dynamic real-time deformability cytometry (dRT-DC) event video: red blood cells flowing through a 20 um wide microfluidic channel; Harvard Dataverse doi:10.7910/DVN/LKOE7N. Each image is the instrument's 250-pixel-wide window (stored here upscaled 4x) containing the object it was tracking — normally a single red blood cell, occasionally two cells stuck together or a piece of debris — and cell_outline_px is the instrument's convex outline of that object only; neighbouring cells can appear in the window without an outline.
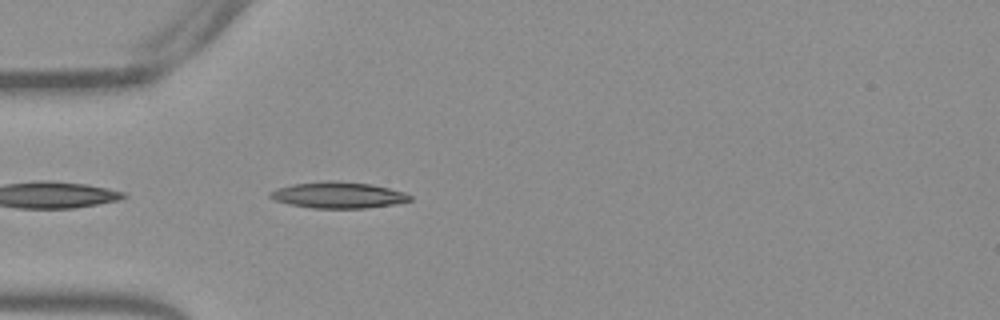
{"species": "Egyptian fruit bat (a non-hibernating species)", "species_latin": "Rousettus aegyptiacus", "temperature_condition": "warm", "stored_images_in_passage": 25, "camera_frame_rate_fps": 3000, "um_per_image_px": 0.085, "frame": {"image": 1, "passage_image": 2, "time_ms": 0.333, "image_size_px": [1000, 320], "cell_outline_px": [[412, 200], [392, 204], [364, 208], [312, 208], [288, 204], [276, 200], [268, 196], [268, 192], [276, 188], [292, 184], [328, 180], [336, 180], [372, 184], [404, 192], [412, 196]], "centroid_in_image_um": [28.71, 16.57], "position_along_channel_um": 56.3, "area_um2": 21.44}}
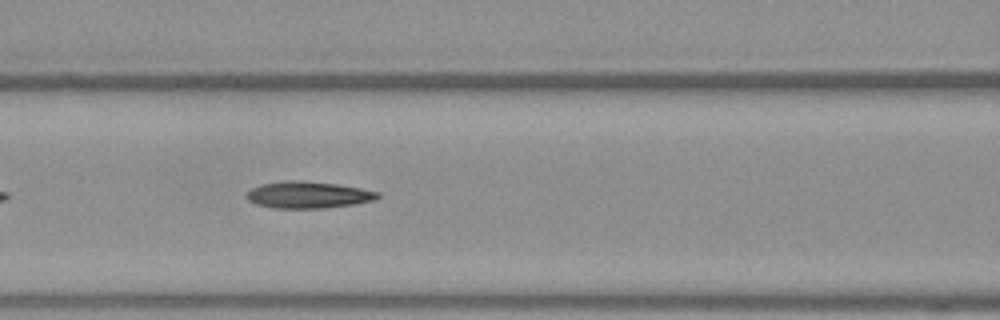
{"frame": {"image": 2, "passage_image": 9, "time_ms": 2.667, "image_size_px": [1000, 320], "cell_outline_px": [[380, 196], [372, 200], [352, 204], [324, 208], [272, 208], [256, 204], [248, 200], [244, 196], [252, 188], [264, 184], [288, 180], [304, 180], [336, 184], [360, 188], [380, 192]], "centroid_in_image_um": [26.16, 16.56], "position_along_channel_um": 140.4, "area_um2": 20.29}}
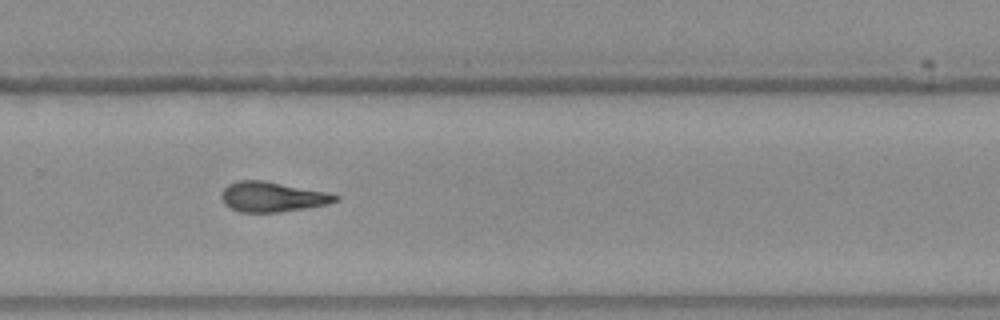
{"frame": {"image": 3, "passage_image": 22, "time_ms": 7.0, "image_size_px": [1000, 320], "cell_outline_px": [[340, 196], [336, 200], [328, 204], [308, 208], [280, 212], [240, 212], [224, 204], [220, 196], [220, 192], [228, 184], [240, 180], [264, 180], [328, 192]], "centroid_in_image_um": [23.14, 16.73], "position_along_channel_um": 306.7, "area_um2": 20.06}}